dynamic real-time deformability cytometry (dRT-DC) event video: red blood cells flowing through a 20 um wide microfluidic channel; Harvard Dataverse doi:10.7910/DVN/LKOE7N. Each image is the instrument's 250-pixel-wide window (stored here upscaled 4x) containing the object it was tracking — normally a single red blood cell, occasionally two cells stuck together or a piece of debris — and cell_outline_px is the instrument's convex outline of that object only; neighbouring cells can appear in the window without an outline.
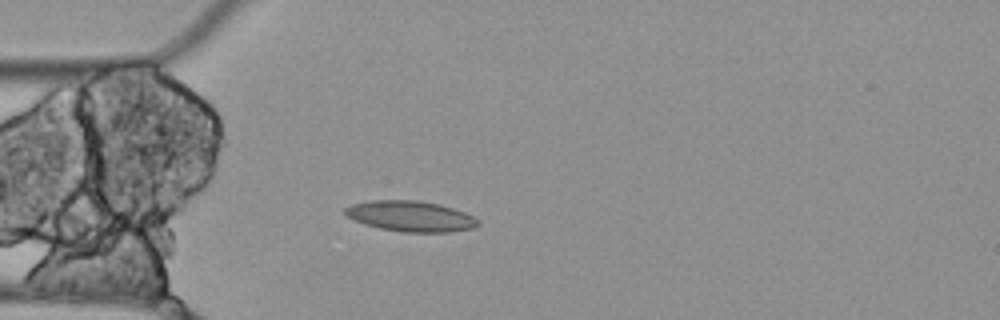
{"species": "Egyptian fruit bat (a non-hibernating species)", "species_latin": "Rousettus aegyptiacus", "temperature_condition": "cold", "stored_images_in_passage": 5, "camera_frame_rate_fps": 3000, "um_per_image_px": 0.085, "animal": {"sex": "female"}, "frame": {"image": 1, "passage_image": 5, "time_ms": 1.333, "image_size_px": [1000, 320], "cell_outline_px": [[480, 224], [472, 228], [452, 232], [404, 232], [380, 228], [364, 224], [348, 216], [344, 212], [344, 208], [352, 204], [368, 200], [416, 200], [440, 204], [464, 212], [480, 220]], "centroid_in_image_um": [34.91, 18.37], "position_along_channel_um": 50.1, "area_um2": 23.7}}